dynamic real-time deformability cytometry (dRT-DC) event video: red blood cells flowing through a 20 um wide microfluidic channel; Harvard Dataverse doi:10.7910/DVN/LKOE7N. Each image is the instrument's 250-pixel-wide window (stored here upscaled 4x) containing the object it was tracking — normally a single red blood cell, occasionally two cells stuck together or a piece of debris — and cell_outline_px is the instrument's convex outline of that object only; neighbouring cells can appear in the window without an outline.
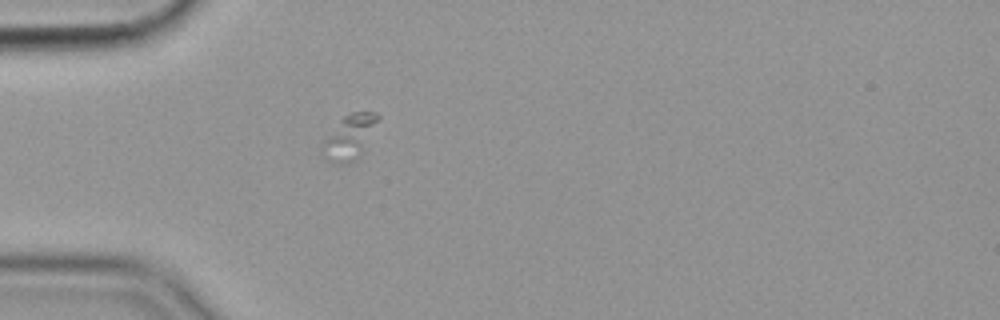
{"species": "common noctule bat (a hibernating species)", "species_latin": "Nyctalus noctula", "temperature_condition": "cold", "stored_images_in_passage": 19, "camera_frame_rate_fps": 3000, "um_per_image_px": 0.085, "animal": {"sex": "female", "body_mass_g": 19.9}, "frame": {"image": 1, "passage_image": 18, "time_ms": 5.667, "image_size_px": [1000, 320], "cell_outline_px": [[380, 116], [360, 156], [352, 164], [332, 164], [324, 160], [320, 156], [320, 152], [324, 140], [340, 120], [344, 116], [352, 112], [376, 112]], "centroid_in_image_um": [29.65, 11.73], "position_along_channel_um": 55.3, "area_um2": 14.57}}